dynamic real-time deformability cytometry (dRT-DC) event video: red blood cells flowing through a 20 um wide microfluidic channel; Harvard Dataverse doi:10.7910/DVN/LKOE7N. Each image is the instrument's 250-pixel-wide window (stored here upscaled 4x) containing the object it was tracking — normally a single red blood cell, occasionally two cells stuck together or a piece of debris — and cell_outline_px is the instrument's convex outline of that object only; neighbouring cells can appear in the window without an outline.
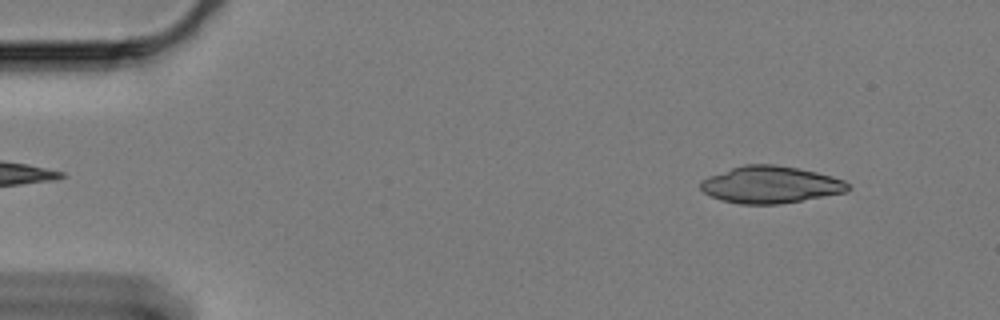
{"species": "Egyptian fruit bat (a non-hibernating species)", "species_latin": "Rousettus aegyptiacus", "temperature_condition": "cold", "stored_images_in_passage": 38, "camera_frame_rate_fps": 3000, "um_per_image_px": 0.085, "animal": {"sex": "female"}, "frame": {"image": 1, "passage_image": 5, "time_ms": 1.333, "image_size_px": [1000, 320], "cell_outline_px": [[848, 188], [844, 192], [780, 204], [740, 204], [720, 200], [704, 192], [700, 188], [700, 180], [708, 176], [744, 164], [772, 164], [796, 168], [816, 172], [832, 176], [844, 180], [848, 184]], "centroid_in_image_um": [65.44, 15.7], "position_along_channel_um": 19.6, "area_um2": 31.5}}